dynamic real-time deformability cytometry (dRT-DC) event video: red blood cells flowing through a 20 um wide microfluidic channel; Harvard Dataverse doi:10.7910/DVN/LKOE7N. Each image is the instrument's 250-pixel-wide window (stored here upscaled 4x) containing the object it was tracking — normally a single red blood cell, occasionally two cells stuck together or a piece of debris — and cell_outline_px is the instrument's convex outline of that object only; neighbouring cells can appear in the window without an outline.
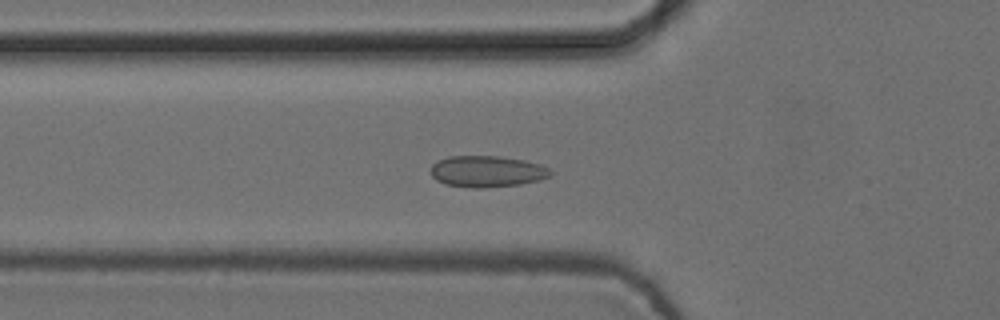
{"species": "common noctule bat (a hibernating species)", "species_latin": "Nyctalus noctula", "temperature_condition": "cold", "stored_images_in_passage": 31, "camera_frame_rate_fps": 3000, "um_per_image_px": 0.085, "animal": {"sex": "female", "body_mass_g": 24.6, "forearm_length_mm": 56.2}, "frame": {"image": 1, "passage_image": 14, "time_ms": 4.333, "image_size_px": [1000, 320], "cell_outline_px": [[552, 172], [548, 176], [540, 180], [520, 184], [484, 188], [472, 188], [444, 184], [436, 180], [432, 176], [432, 164], [448, 156], [500, 156], [524, 160], [540, 164], [548, 168]], "centroid_in_image_um": [41.39, 14.57], "position_along_channel_um": 84.4, "area_um2": 21.85}}
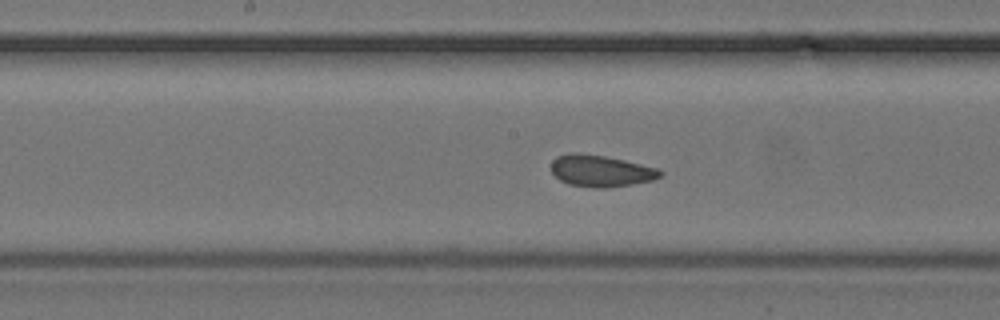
{"frame": {"image": 2, "passage_image": 23, "time_ms": 7.333, "image_size_px": [1000, 320], "cell_outline_px": [[664, 172], [660, 176], [652, 180], [632, 184], [604, 188], [596, 188], [568, 184], [560, 180], [552, 172], [552, 160], [556, 156], [568, 152], [576, 152], [604, 156], [624, 160], [656, 168]], "centroid_in_image_um": [51.03, 14.52], "position_along_channel_um": 197.2, "area_um2": 20.0}}
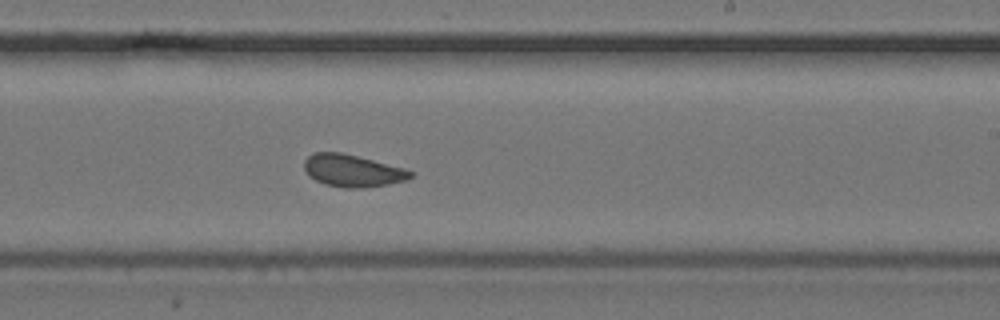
{"frame": {"image": 3, "passage_image": 28, "time_ms": 9.0, "image_size_px": [1000, 320], "cell_outline_px": [[412, 176], [408, 180], [388, 184], [364, 188], [344, 188], [324, 184], [308, 176], [304, 168], [304, 160], [312, 152], [340, 152], [404, 168], [412, 172]], "centroid_in_image_um": [29.93, 14.52], "position_along_channel_um": 259.1, "area_um2": 19.94}}